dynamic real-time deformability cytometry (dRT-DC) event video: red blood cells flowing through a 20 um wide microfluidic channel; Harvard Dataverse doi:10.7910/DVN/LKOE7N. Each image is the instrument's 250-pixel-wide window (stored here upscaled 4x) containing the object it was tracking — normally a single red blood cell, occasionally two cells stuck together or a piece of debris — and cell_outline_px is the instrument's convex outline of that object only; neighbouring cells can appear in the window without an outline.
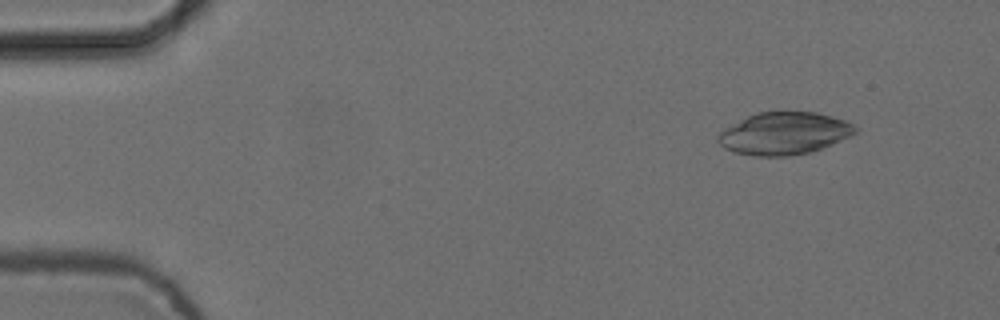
{"species": "common noctule bat (a hibernating species)", "species_latin": "Nyctalus noctula", "temperature_condition": "cold", "stored_images_in_passage": 6, "camera_frame_rate_fps": 3000, "um_per_image_px": 0.085, "animal": {"sex": "female", "body_mass_g": 24.6, "forearm_length_mm": 56.2}, "frame": {"image": 1, "passage_image": 2, "time_ms": 0.333, "image_size_px": [1000, 320], "cell_outline_px": [[860, 128], [856, 132], [832, 144], [808, 152], [788, 156], [756, 156], [736, 152], [724, 148], [716, 140], [716, 136], [724, 128], [756, 112], [816, 112], [832, 116], [844, 120]], "centroid_in_image_um": [66.63, 11.33], "position_along_channel_um": 18.4, "area_um2": 33.58}}